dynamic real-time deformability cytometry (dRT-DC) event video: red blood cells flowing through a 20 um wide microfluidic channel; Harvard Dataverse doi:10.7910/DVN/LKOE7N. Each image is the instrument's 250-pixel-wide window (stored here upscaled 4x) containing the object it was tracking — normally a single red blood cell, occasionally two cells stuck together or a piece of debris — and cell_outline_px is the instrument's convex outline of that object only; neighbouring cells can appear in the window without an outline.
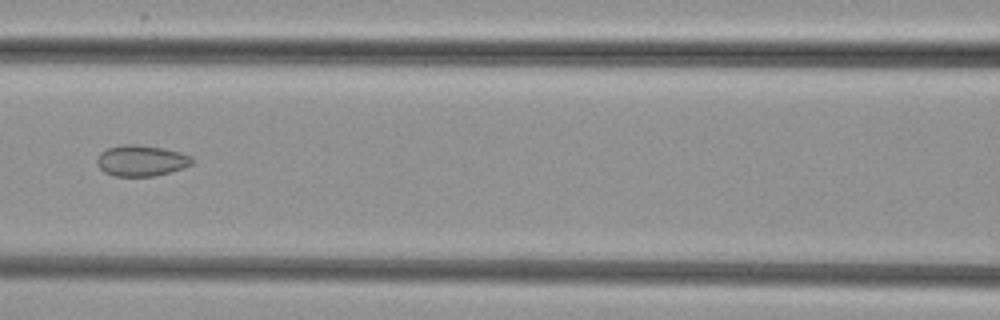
{"species": "common noctule bat (a hibernating species)", "species_latin": "Nyctalus noctula", "temperature_condition": "cold", "stored_images_in_passage": 7, "camera_frame_rate_fps": 3000, "um_per_image_px": 0.085, "animal": {"sex": "female", "body_mass_g": 29.2, "forearm_length_mm": 56.3}, "frame": {"image": 1, "passage_image": 6, "time_ms": 6.0, "image_size_px": [1000, 320], "cell_outline_px": [[196, 160], [192, 164], [184, 168], [152, 176], [112, 176], [104, 172], [96, 164], [96, 160], [100, 152], [108, 148], [124, 144], [140, 144], [164, 148], [180, 152], [192, 156]], "centroid_in_image_um": [12.02, 13.64], "position_along_channel_um": 154.6, "area_um2": 17.4}}
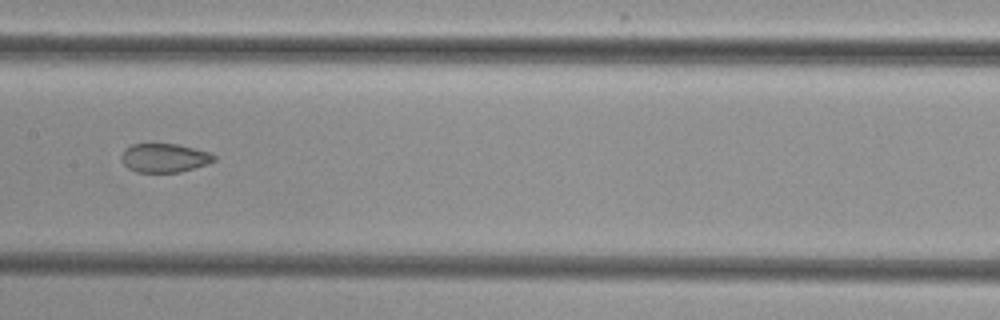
{"frame": {"image": 2, "passage_image": 7, "time_ms": 7.0, "image_size_px": [1000, 320], "cell_outline_px": [[216, 160], [208, 164], [180, 172], [136, 172], [128, 168], [120, 160], [120, 156], [124, 148], [132, 144], [176, 144], [208, 152], [216, 156]], "centroid_in_image_um": [13.94, 13.42], "position_along_channel_um": 193.5, "area_um2": 15.61}}